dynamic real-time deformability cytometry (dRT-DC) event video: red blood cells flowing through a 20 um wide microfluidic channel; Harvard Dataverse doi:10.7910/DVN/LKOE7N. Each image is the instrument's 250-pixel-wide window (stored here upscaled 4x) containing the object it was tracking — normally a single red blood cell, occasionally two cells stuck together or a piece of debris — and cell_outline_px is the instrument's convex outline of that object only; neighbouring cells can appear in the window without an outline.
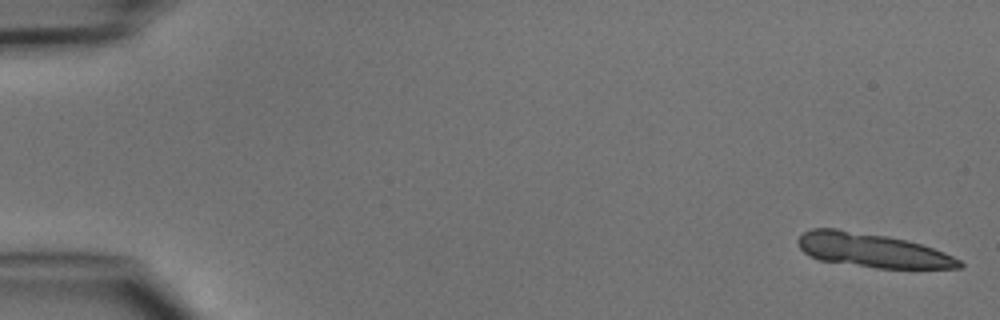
{"species": "common noctule bat (a hibernating species)", "species_latin": "Nyctalus noctula", "temperature_condition": "cold", "stored_images_in_passage": 4, "camera_frame_rate_fps": 3000, "um_per_image_px": 0.085, "animal": {"sex": "male", "body_mass_g": 15.6}, "frame": {"image": 1, "passage_image": 1, "time_ms": 0.0, "image_size_px": [1000, 320], "cell_outline_px": [[964, 264], [960, 268], [876, 268], [820, 260], [804, 252], [800, 248], [796, 240], [804, 232], [812, 228], [836, 228], [888, 236], [908, 240], [944, 252], [960, 260]], "centroid_in_image_um": [74.13, 21.27], "position_along_channel_um": 10.9, "area_um2": 31.85}}